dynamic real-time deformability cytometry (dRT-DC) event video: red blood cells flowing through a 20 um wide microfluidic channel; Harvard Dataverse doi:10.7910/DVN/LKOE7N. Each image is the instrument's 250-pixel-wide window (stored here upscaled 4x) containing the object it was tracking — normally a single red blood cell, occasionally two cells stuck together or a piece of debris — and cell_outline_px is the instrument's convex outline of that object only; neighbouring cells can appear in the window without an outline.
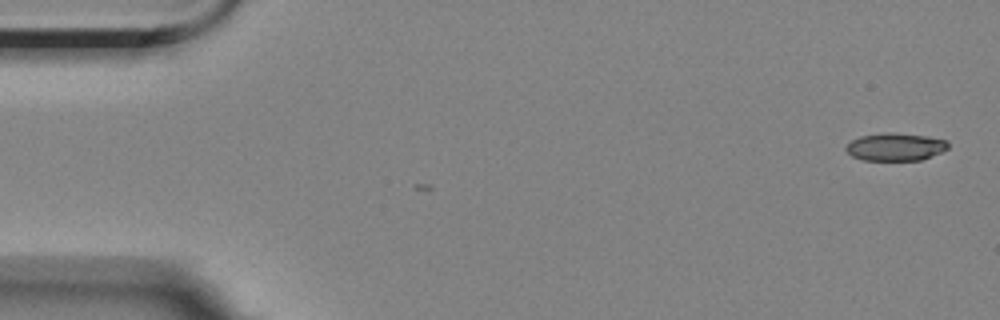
{"species": "Egyptian fruit bat (a non-hibernating species)", "species_latin": "Rousettus aegyptiacus", "temperature_condition": "room temperature", "stored_images_in_passage": 4, "camera_frame_rate_fps": 3000, "um_per_image_px": 0.085, "animal": {"sex": "female"}, "frame": {"image": 1, "passage_image": 1, "time_ms": 0.0, "image_size_px": [1000, 320], "cell_outline_px": [[948, 148], [940, 152], [920, 160], [864, 160], [852, 156], [844, 148], [852, 140], [860, 136], [884, 132], [892, 132], [928, 136], [948, 140]], "centroid_in_image_um": [76.11, 12.47], "position_along_channel_um": 8.9, "area_um2": 16.47}}
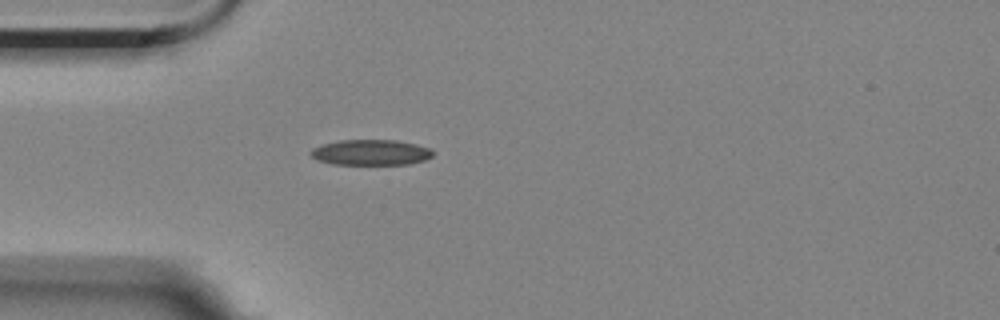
{"frame": {"image": 2, "passage_image": 4, "time_ms": 4.667, "image_size_px": [1000, 320], "cell_outline_px": [[432, 156], [424, 160], [408, 164], [332, 164], [316, 160], [308, 152], [312, 148], [320, 144], [340, 140], [396, 140], [416, 144], [432, 148]], "centroid_in_image_um": [31.48, 12.95], "position_along_channel_um": 53.5, "area_um2": 18.32}}